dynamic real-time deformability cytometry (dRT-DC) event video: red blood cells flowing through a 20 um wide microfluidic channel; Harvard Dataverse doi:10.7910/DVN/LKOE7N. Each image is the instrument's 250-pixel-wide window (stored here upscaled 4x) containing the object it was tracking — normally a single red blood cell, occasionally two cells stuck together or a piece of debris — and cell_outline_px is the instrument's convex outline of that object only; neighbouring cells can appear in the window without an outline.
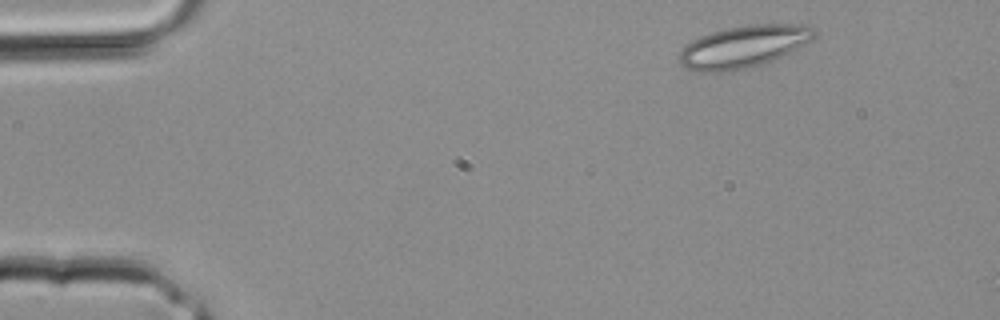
{"species": "common noctule bat (a hibernating species)", "species_latin": "Nyctalus noctula", "temperature_condition": "room temperature", "stored_images_in_passage": 3, "camera_frame_rate_fps": 3000, "um_per_image_px": 0.085, "animal": {"sex": "male", "body_mass_g": 20.4}, "frame": {"image": 1, "passage_image": 1, "time_ms": 0.0, "image_size_px": [1000, 320], "cell_outline_px": [[816, 32], [808, 40], [788, 52], [764, 64], [724, 72], [700, 72], [688, 68], [680, 64], [680, 52], [692, 40], [700, 36], [712, 32], [728, 28], [748, 24], [804, 24], [812, 28]], "centroid_in_image_um": [63.15, 3.96], "position_along_channel_um": 21.9, "area_um2": 32.37}}